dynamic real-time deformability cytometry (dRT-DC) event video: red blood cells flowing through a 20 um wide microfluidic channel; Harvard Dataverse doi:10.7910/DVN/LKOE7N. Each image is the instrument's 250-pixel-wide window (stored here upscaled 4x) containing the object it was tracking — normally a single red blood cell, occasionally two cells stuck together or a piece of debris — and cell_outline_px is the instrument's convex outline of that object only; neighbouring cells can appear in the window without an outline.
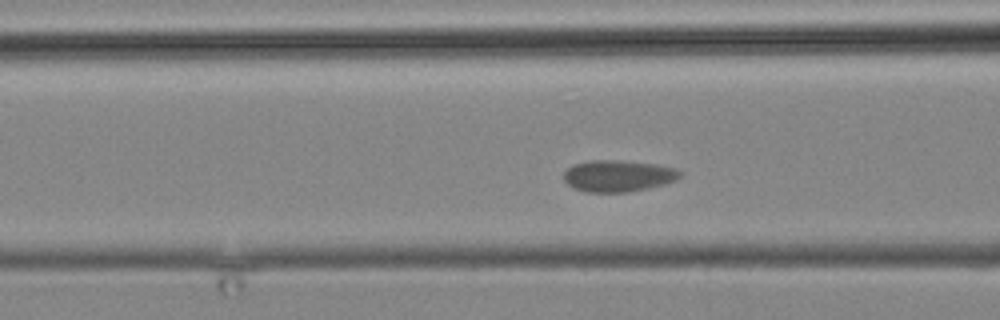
{"species": "common noctule bat (a hibernating species)", "species_latin": "Nyctalus noctula", "temperature_condition": "cold", "stored_images_in_passage": 7, "camera_frame_rate_fps": 3000, "um_per_image_px": 0.085, "animal": {"sex": "male", "body_mass_g": 19.2, "forearm_length_mm": 51.8}, "frame": {"image": 1, "passage_image": 6, "time_ms": 7.667, "image_size_px": [1000, 320], "cell_outline_px": [[684, 172], [676, 180], [664, 184], [648, 188], [628, 192], [584, 192], [572, 188], [564, 180], [564, 172], [572, 164], [588, 160], [616, 160], [656, 164], [676, 168]], "centroid_in_image_um": [52.53, 14.95], "position_along_channel_um": 114.1, "area_um2": 21.62}}
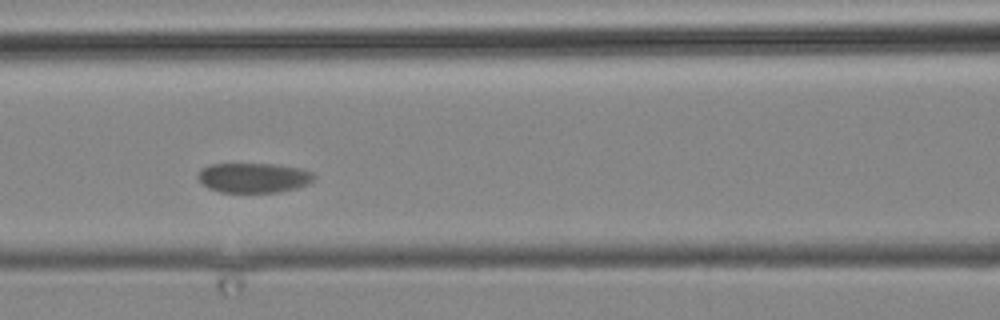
{"frame": {"image": 2, "passage_image": 7, "time_ms": 8.667, "image_size_px": [1000, 320], "cell_outline_px": [[316, 176], [308, 184], [296, 188], [280, 192], [220, 192], [208, 188], [196, 176], [200, 168], [212, 164], [276, 164], [300, 168], [312, 172]], "centroid_in_image_um": [21.55, 15.1], "position_along_channel_um": 145.0, "area_um2": 20.23}}